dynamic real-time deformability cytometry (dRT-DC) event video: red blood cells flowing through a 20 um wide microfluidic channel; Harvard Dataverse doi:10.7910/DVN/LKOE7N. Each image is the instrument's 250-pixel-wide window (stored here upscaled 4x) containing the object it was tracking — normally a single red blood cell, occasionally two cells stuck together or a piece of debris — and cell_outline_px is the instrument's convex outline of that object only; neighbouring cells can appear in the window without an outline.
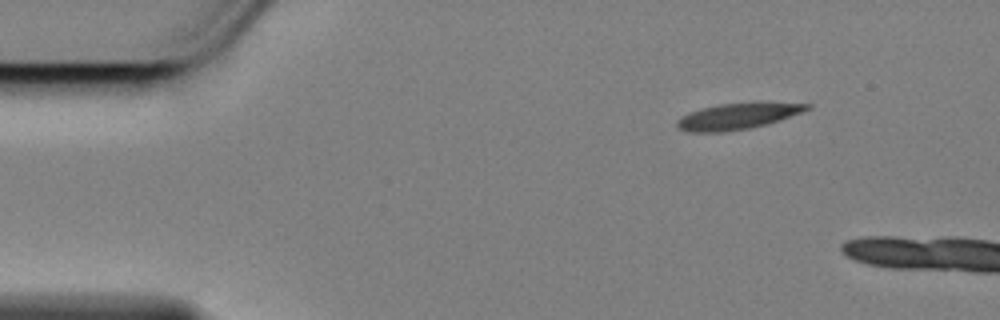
{"species": "Egyptian fruit bat (a non-hibernating species)", "species_latin": "Rousettus aegyptiacus", "temperature_condition": "cold", "stored_images_in_passage": 4, "camera_frame_rate_fps": 3000, "um_per_image_px": 0.085, "animal": {"sex": "female"}, "frame": {"image": 1, "passage_image": 1, "time_ms": 0.0, "image_size_px": [1000, 320], "cell_outline_px": [[812, 108], [804, 112], [780, 120], [748, 128], [724, 132], [688, 132], [680, 128], [676, 124], [676, 120], [680, 116], [688, 112], [720, 104], [812, 104]], "centroid_in_image_um": [62.63, 9.91], "position_along_channel_um": 22.4, "area_um2": 19.07}}